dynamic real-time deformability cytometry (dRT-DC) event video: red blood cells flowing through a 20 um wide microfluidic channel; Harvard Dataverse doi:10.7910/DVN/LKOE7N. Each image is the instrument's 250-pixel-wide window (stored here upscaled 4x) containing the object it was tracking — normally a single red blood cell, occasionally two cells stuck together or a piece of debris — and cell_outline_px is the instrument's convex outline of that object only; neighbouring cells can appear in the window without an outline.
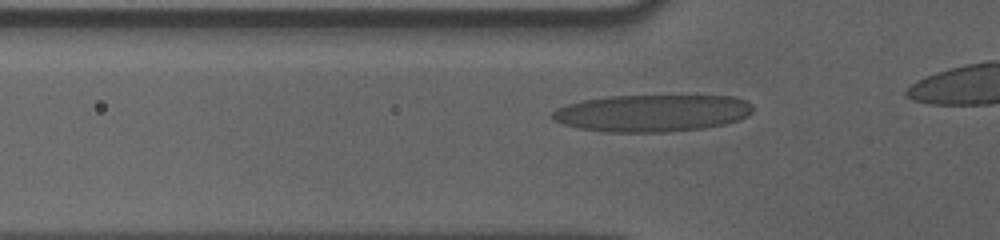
{"species": "human", "species_latin": "Homo sapiens", "temperature_condition": "cold", "stored_images_in_passage": 23, "camera_frame_rate_fps": 3000, "um_per_image_px": 0.085, "donor": {"sex": "male"}, "frame": {"image": 1, "passage_image": 13, "time_ms": 4.0, "image_size_px": [1000, 240], "cell_outline_px": [[752, 112], [748, 116], [740, 120], [724, 124], [704, 128], [664, 132], [604, 132], [576, 128], [552, 120], [552, 112], [556, 108], [568, 104], [584, 100], [608, 96], [732, 96], [744, 100], [752, 104]], "centroid_in_image_um": [55.42, 9.62], "position_along_channel_um": 70.4, "area_um2": 43.47}}
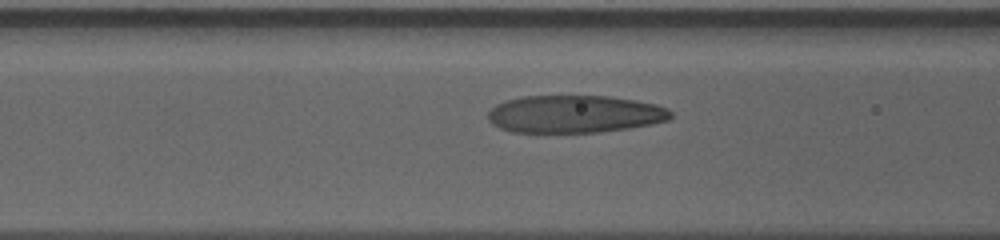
{"frame": {"image": 2, "passage_image": 17, "time_ms": 5.333, "image_size_px": [1000, 240], "cell_outline_px": [[672, 116], [668, 120], [652, 124], [628, 128], [600, 132], [512, 132], [500, 128], [492, 124], [488, 120], [488, 112], [496, 104], [508, 100], [524, 96], [608, 96], [636, 100], [656, 104], [668, 108], [672, 112]], "centroid_in_image_um": [48.86, 9.69], "position_along_channel_um": 117.7, "area_um2": 40.06}}
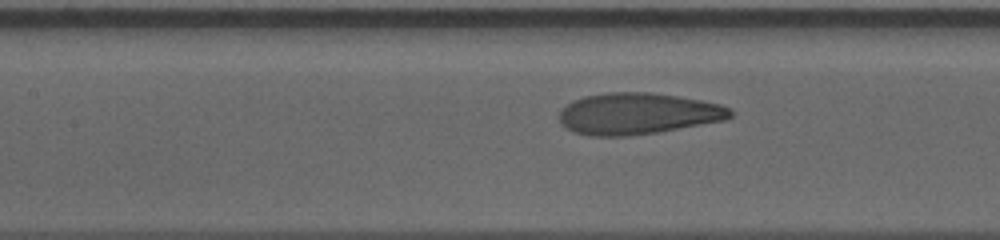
{"frame": {"image": 3, "passage_image": 20, "time_ms": 6.333, "image_size_px": [1000, 240], "cell_outline_px": [[732, 116], [724, 120], [656, 132], [628, 136], [588, 136], [572, 132], [560, 124], [560, 108], [572, 100], [584, 96], [608, 92], [652, 92], [700, 100], [720, 104], [732, 108]], "centroid_in_image_um": [54.15, 9.66], "position_along_channel_um": 153.2, "area_um2": 41.44}}